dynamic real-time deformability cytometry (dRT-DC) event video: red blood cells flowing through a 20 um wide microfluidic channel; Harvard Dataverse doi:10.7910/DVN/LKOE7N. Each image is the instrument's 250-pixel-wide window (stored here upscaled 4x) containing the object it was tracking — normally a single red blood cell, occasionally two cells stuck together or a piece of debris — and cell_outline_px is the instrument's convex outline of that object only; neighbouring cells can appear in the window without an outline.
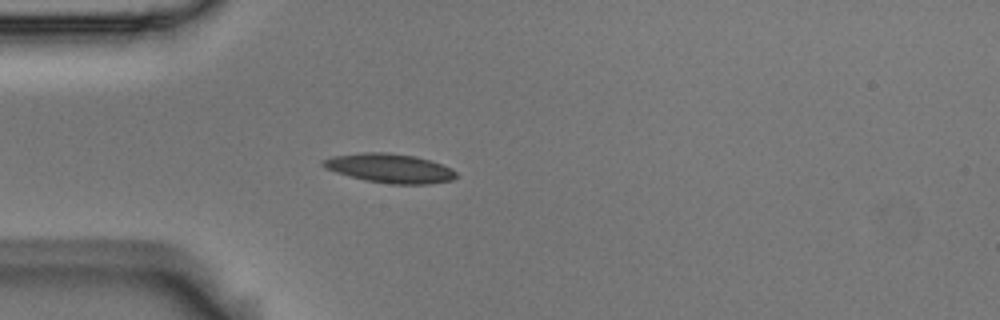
{"species": "Egyptian fruit bat (a non-hibernating species)", "species_latin": "Rousettus aegyptiacus", "temperature_condition": "room temperature", "stored_images_in_passage": 4, "camera_frame_rate_fps": 3000, "um_per_image_px": 0.085, "animal": {"sex": "male"}, "frame": {"image": 1, "passage_image": 4, "time_ms": 1.0, "image_size_px": [1000, 320], "cell_outline_px": [[456, 176], [452, 180], [428, 184], [392, 184], [368, 180], [336, 172], [324, 168], [320, 164], [320, 160], [332, 156], [360, 152], [388, 152], [416, 156], [452, 168], [456, 172]], "centroid_in_image_um": [33.09, 14.28], "position_along_channel_um": 51.9, "area_um2": 22.54}}